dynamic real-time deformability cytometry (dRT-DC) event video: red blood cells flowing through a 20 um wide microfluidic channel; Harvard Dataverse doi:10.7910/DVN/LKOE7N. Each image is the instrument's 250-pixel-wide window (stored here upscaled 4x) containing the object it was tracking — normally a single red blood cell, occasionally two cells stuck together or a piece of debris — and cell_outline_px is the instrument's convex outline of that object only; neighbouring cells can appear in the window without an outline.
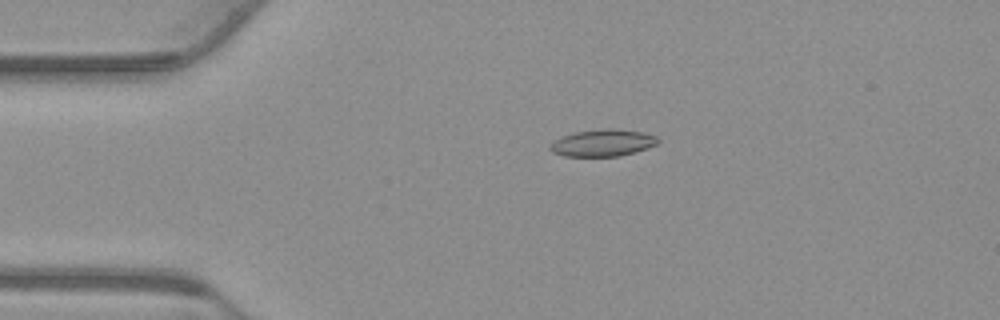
{"species": "common noctule bat (a hibernating species)", "species_latin": "Nyctalus noctula", "temperature_condition": "warm", "stored_images_in_passage": 48, "camera_frame_rate_fps": 3000, "um_per_image_px": 0.085, "animal": {"sex": "male", "body_mass_g": 23.1, "forearm_length_mm": 52.7}, "frame": {"image": 1, "passage_image": 5, "time_ms": 1.333, "image_size_px": [1000, 320], "cell_outline_px": [[660, 144], [636, 152], [620, 156], [564, 156], [552, 152], [548, 148], [556, 140], [564, 136], [576, 132], [604, 128], [616, 128], [644, 132], [656, 136], [660, 140]], "centroid_in_image_um": [51.32, 12.14], "position_along_channel_um": 33.7, "area_um2": 17.05}}
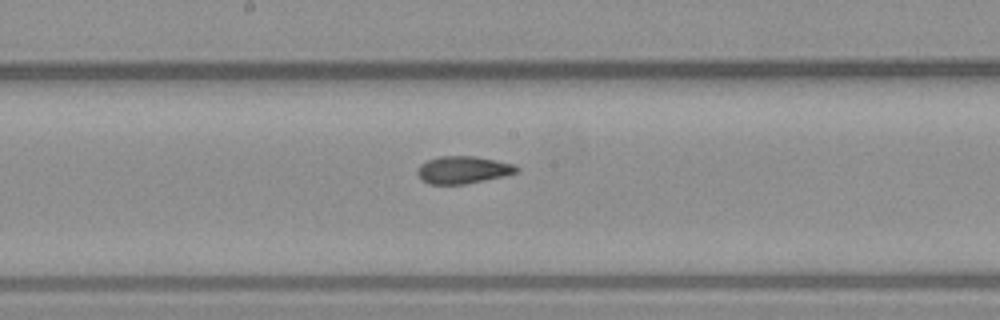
{"frame": {"image": 2, "passage_image": 22, "time_ms": 7.0, "image_size_px": [1000, 320], "cell_outline_px": [[520, 168], [516, 172], [504, 176], [464, 184], [428, 184], [420, 180], [416, 172], [420, 164], [428, 160], [440, 156], [472, 156], [496, 160], [516, 164]], "centroid_in_image_um": [39.34, 14.44], "position_along_channel_um": 208.9, "area_um2": 15.9}}
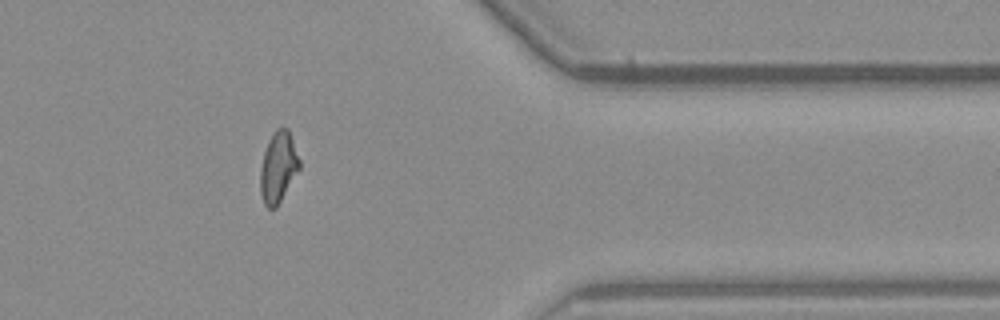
{"frame": {"image": 3, "passage_image": 38, "time_ms": 12.333, "image_size_px": [1000, 320], "cell_outline_px": [[300, 168], [276, 208], [268, 208], [264, 204], [260, 192], [260, 168], [264, 152], [268, 140], [272, 132], [276, 128], [288, 128], [300, 160]], "centroid_in_image_um": [23.64, 14.2], "position_along_channel_um": 387.8, "area_um2": 16.18}, "authors_computed_cell_mechanics": {"area_um2": 16.0395, "velocity_mm_per_s": 3.7618, "shape_relaxation_time_tau1_ms": null, "shape_relaxation_time_tau2_ms": 2.5594, "deformation_change_tau1": null, "deformation_change_tau2": 0.1006}}